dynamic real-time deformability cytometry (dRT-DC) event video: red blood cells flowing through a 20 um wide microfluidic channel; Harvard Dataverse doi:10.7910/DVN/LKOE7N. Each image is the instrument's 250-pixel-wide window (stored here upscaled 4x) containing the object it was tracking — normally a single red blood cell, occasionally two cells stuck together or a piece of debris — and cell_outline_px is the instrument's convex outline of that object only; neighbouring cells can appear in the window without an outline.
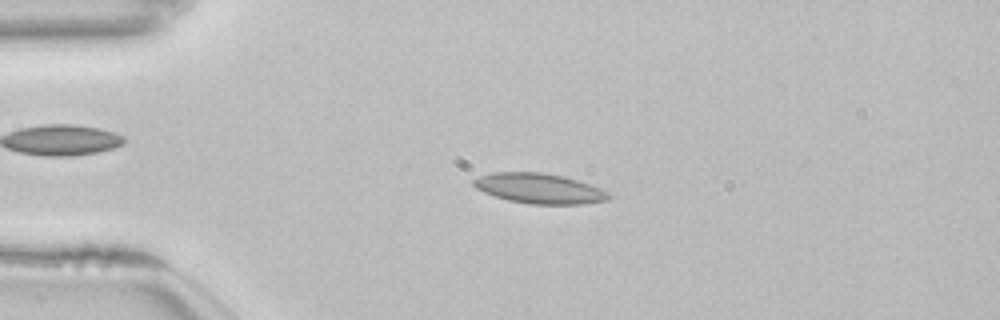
{"species": "common noctule bat (a hibernating species)", "species_latin": "Nyctalus noctula", "temperature_condition": "room temperature", "stored_images_in_passage": 54, "camera_frame_rate_fps": 3000, "um_per_image_px": 0.085, "animal": {"sex": "female", "body_mass_g": 22.7, "forearm_length_mm": 54.2}, "frame": {"image": 1, "passage_image": 13, "time_ms": 4.0, "image_size_px": [1000, 320], "cell_outline_px": [[612, 196], [608, 200], [584, 204], [528, 204], [508, 200], [484, 192], [476, 188], [472, 184], [472, 180], [480, 176], [492, 172], [540, 172], [564, 176], [612, 192]], "centroid_in_image_um": [45.87, 16.02], "position_along_channel_um": 39.1, "area_um2": 23.81}}
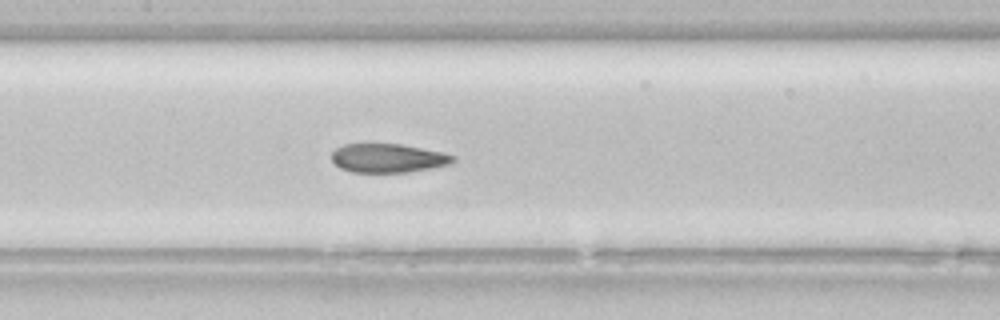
{"frame": {"image": 2, "passage_image": 26, "time_ms": 8.333, "image_size_px": [1000, 320], "cell_outline_px": [[456, 160], [452, 164], [408, 172], [352, 172], [340, 168], [332, 160], [332, 152], [336, 148], [344, 144], [400, 144], [444, 152], [456, 156]], "centroid_in_image_um": [33.02, 13.44], "position_along_channel_um": 174.4, "area_um2": 20.46}}
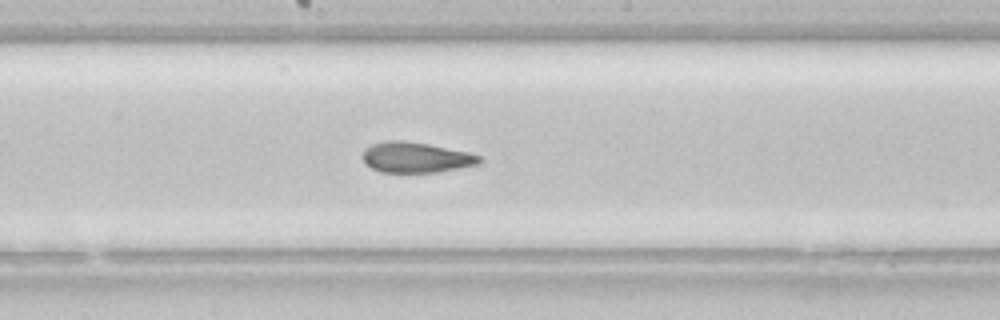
{"frame": {"image": 3, "passage_image": 29, "time_ms": 9.333, "image_size_px": [1000, 320], "cell_outline_px": [[484, 160], [480, 164], [440, 172], [380, 172], [364, 164], [360, 156], [372, 144], [388, 140], [400, 140], [428, 144], [468, 152], [480, 156]], "centroid_in_image_um": [35.36, 13.39], "position_along_channel_um": 212.8, "area_um2": 20.87}, "authors_computed_cell_mechanics": {"area_um2": 22.8599, "velocity_mm_per_s": 3.839, "shape_relaxation_time_tau1_ms": null, "shape_relaxation_time_tau2_ms": 2.1197, "deformation_change_tau1": null, "deformation_change_tau2": 0.0766}}